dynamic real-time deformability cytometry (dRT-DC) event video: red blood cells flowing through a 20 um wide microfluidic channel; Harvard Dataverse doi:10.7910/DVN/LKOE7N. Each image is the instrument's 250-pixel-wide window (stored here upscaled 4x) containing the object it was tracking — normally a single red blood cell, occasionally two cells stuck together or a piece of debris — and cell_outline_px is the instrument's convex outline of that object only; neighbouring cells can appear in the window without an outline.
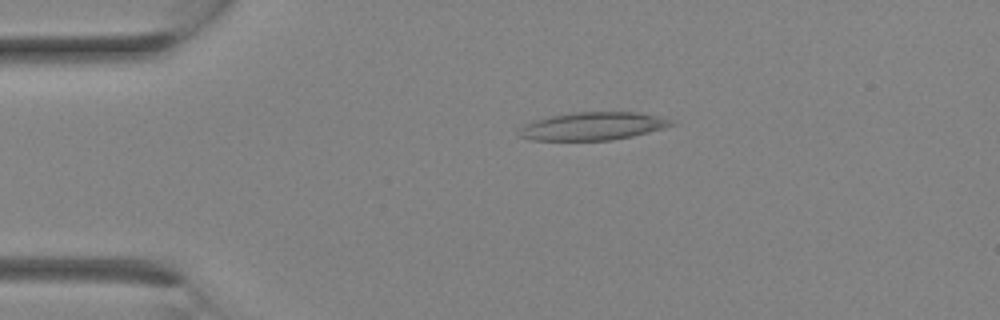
{"species": "Egyptian fruit bat (a non-hibernating species)", "species_latin": "Rousettus aegyptiacus", "temperature_condition": "room temperature", "stored_images_in_passage": 12, "camera_frame_rate_fps": 3000, "um_per_image_px": 0.085, "animal": {"sex": "female"}, "frame": {"image": 1, "passage_image": 6, "time_ms": 1.667, "image_size_px": [1000, 320], "cell_outline_px": [[676, 124], [664, 128], [632, 136], [612, 140], [532, 140], [520, 136], [520, 128], [524, 124], [548, 116], [572, 112], [636, 112], [656, 116], [672, 120]], "centroid_in_image_um": [50.38, 10.72], "position_along_channel_um": 34.6, "area_um2": 24.62}}
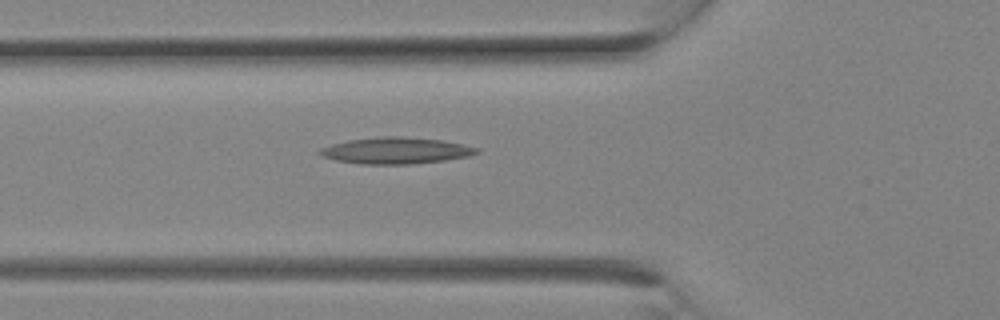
{"frame": {"image": 2, "passage_image": 10, "time_ms": 3.0, "image_size_px": [1000, 320], "cell_outline_px": [[480, 152], [468, 156], [444, 160], [408, 164], [360, 164], [336, 160], [324, 156], [316, 152], [320, 148], [332, 144], [348, 140], [380, 136], [400, 136], [440, 140], [480, 148]], "centroid_in_image_um": [33.62, 12.8], "position_along_channel_um": 92.2, "area_um2": 23.99}}
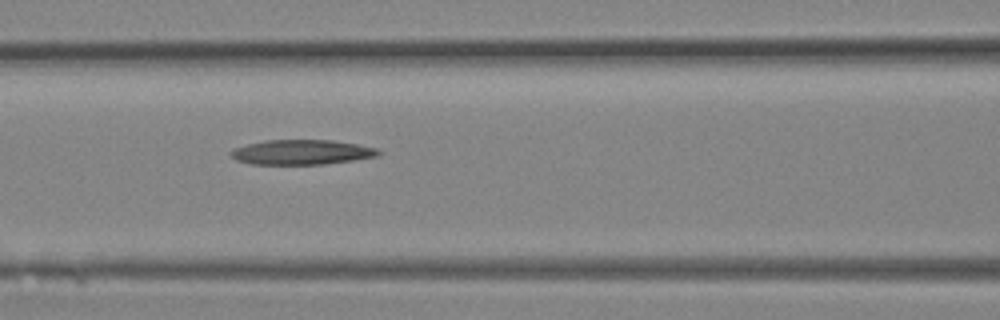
{"frame": {"image": 3, "passage_image": 12, "time_ms": 3.667, "image_size_px": [1000, 320], "cell_outline_px": [[384, 152], [380, 156], [324, 164], [252, 164], [236, 160], [228, 152], [232, 148], [264, 140], [332, 140], [356, 144], [376, 148]], "centroid_in_image_um": [25.65, 12.93], "position_along_channel_um": 141.0, "area_um2": 21.44}}